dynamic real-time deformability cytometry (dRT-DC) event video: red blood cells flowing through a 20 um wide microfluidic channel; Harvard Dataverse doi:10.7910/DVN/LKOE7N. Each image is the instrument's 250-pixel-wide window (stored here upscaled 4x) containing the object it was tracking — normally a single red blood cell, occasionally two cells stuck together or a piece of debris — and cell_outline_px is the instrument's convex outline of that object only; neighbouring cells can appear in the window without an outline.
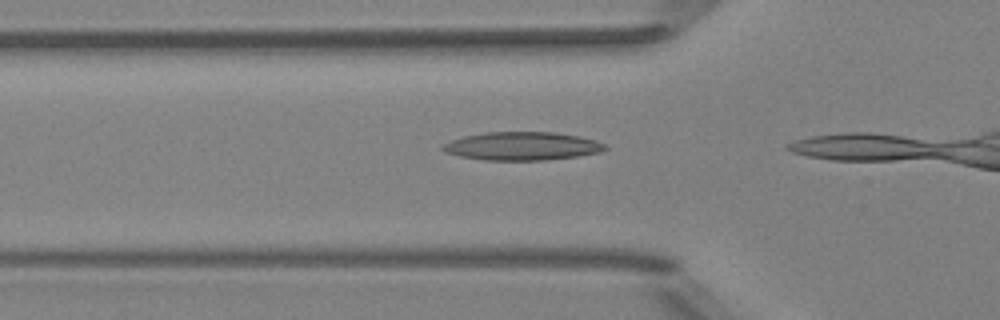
{"species": "Egyptian fruit bat (a non-hibernating species)", "species_latin": "Rousettus aegyptiacus", "temperature_condition": "room temperature", "stored_images_in_passage": 9, "camera_frame_rate_fps": 3000, "um_per_image_px": 0.085, "animal": {"sex": "female"}, "frame": {"image": 1, "passage_image": 7, "time_ms": 2.0, "image_size_px": [1000, 320], "cell_outline_px": [[608, 148], [600, 152], [580, 156], [544, 160], [484, 160], [460, 156], [448, 152], [440, 148], [444, 144], [452, 140], [464, 136], [484, 132], [552, 132], [580, 136], [596, 140], [604, 144]], "centroid_in_image_um": [44.42, 12.41], "position_along_channel_um": 81.4, "area_um2": 26.7}}